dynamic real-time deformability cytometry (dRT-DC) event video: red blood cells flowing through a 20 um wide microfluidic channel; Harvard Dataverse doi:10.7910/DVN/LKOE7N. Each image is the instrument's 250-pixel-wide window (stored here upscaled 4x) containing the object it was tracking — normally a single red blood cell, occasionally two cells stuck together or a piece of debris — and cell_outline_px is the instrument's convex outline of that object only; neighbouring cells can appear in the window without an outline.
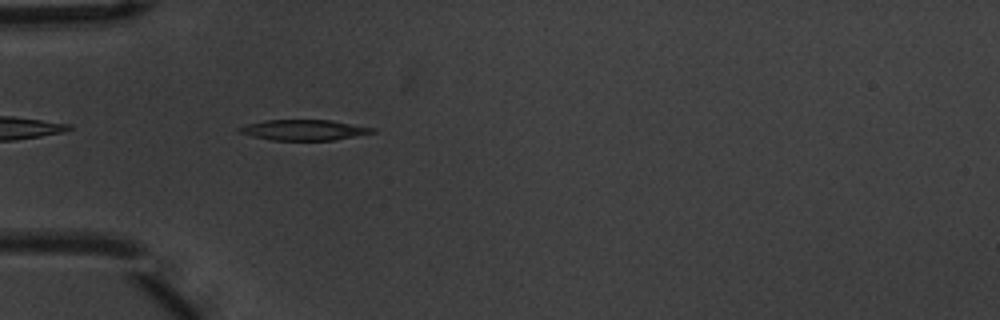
{"species": "common noctule bat (a hibernating species)", "species_latin": "Nyctalus noctula", "temperature_condition": "warm", "stored_images_in_passage": 5, "segment_of_instrument_passage": [2, 2], "camera_frame_rate_fps": 3000, "um_per_image_px": 0.085, "animal": {"sex": "male", "body_mass_g": 20.1, "forearm_length_mm": 53.5}, "frame": {"image": 1, "passage_image": 5, "time_ms": 1.333, "image_size_px": [1000, 320], "cell_outline_px": [[376, 132], [336, 140], [272, 140], [252, 136], [236, 132], [236, 128], [248, 124], [264, 120], [332, 120], [376, 128]], "centroid_in_image_um": [25.84, 11.05], "position_along_channel_um": 59.2, "area_um2": 16.07}}